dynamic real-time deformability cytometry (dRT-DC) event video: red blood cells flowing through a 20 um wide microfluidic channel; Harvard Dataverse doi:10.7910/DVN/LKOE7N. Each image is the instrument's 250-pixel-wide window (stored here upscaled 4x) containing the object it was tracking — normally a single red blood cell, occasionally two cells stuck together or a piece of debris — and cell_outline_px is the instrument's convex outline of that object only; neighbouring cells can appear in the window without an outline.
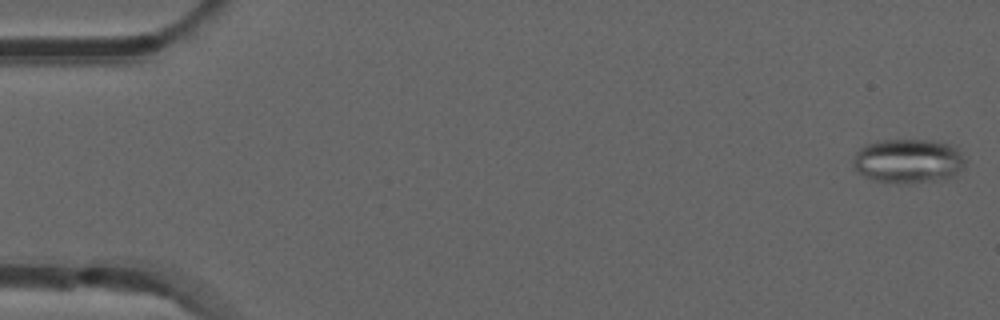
{"species": "common noctule bat (a hibernating species)", "species_latin": "Nyctalus noctula", "temperature_condition": "room temperature", "stored_images_in_passage": 52, "camera_frame_rate_fps": 3000, "um_per_image_px": 0.085, "animal": {"sex": "male", "forearm_length_mm": 52.5}, "frame": {"image": 1, "passage_image": 1, "time_ms": 0.0, "image_size_px": [1000, 320], "cell_outline_px": [[964, 168], [956, 176], [940, 180], [908, 184], [904, 184], [872, 180], [856, 172], [852, 164], [852, 160], [856, 152], [864, 144], [876, 140], [932, 140], [948, 144], [956, 148], [960, 152], [964, 160]], "centroid_in_image_um": [77.17, 13.7], "position_along_channel_um": 7.8, "area_um2": 29.48}}
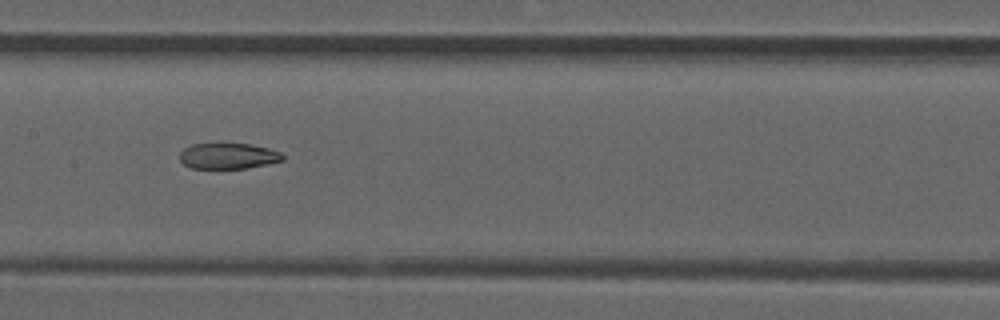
{"frame": {"image": 2, "passage_image": 26, "time_ms": 8.333, "image_size_px": [1000, 320], "cell_outline_px": [[284, 160], [248, 168], [192, 168], [184, 164], [180, 160], [180, 152], [184, 148], [192, 144], [248, 144], [268, 148], [280, 152], [284, 156]], "centroid_in_image_um": [19.39, 13.26], "position_along_channel_um": 188.0, "area_um2": 15.32}}
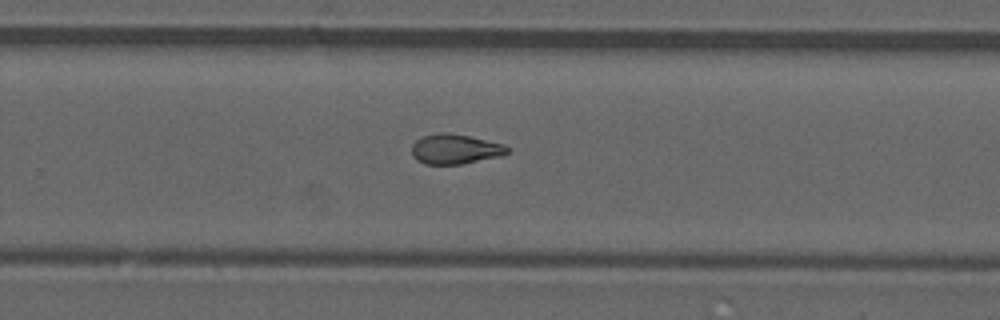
{"frame": {"image": 3, "passage_image": 34, "time_ms": 11.0, "image_size_px": [1000, 320], "cell_outline_px": [[512, 148], [508, 152], [500, 156], [460, 164], [424, 164], [416, 160], [412, 156], [412, 144], [416, 140], [424, 136], [440, 132], [448, 132], [468, 136], [504, 144]], "centroid_in_image_um": [38.68, 12.67], "position_along_channel_um": 291.1, "area_um2": 16.65}, "authors_computed_cell_mechanics": {"area_um2": 17.4267, "velocity_mm_per_s": 3.8829, "shape_relaxation_time_tau1_ms": null, "shape_relaxation_time_tau2_ms": 3.3601, "deformation_change_tau1": null, "deformation_change_tau2": 0.0973}}